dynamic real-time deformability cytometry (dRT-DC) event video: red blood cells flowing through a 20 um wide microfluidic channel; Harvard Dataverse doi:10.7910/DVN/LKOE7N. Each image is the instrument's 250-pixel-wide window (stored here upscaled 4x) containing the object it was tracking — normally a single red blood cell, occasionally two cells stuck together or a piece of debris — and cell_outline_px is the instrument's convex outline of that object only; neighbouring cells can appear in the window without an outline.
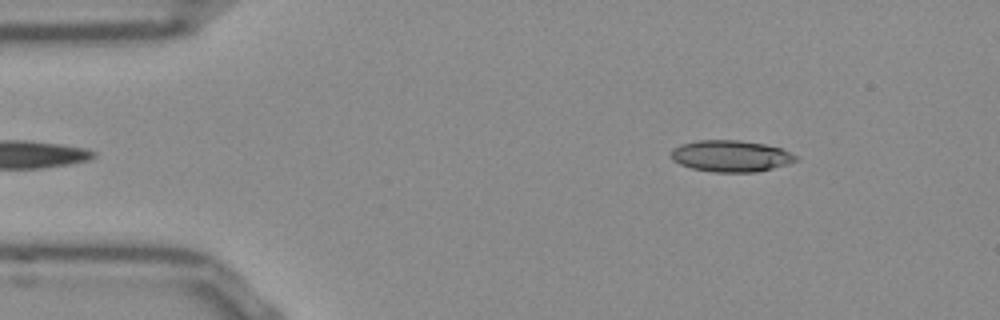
{"species": "Egyptian fruit bat (a non-hibernating species)", "species_latin": "Rousettus aegyptiacus", "temperature_condition": "room temperature", "stored_images_in_passage": 47, "camera_frame_rate_fps": 3000, "um_per_image_px": 0.085, "frame": {"image": 1, "passage_image": 2, "time_ms": 0.333, "image_size_px": [1000, 320], "cell_outline_px": [[796, 160], [788, 164], [756, 172], [712, 172], [692, 168], [680, 164], [672, 160], [672, 148], [680, 144], [696, 140], [740, 140], [764, 144], [780, 148], [796, 156]], "centroid_in_image_um": [62.08, 13.26], "position_along_channel_um": 22.9, "area_um2": 22.77}}
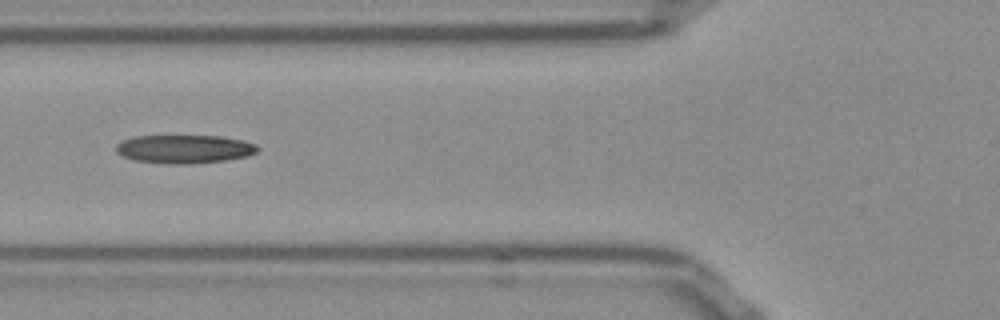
{"frame": {"image": 2, "passage_image": 14, "time_ms": 4.333, "image_size_px": [1000, 320], "cell_outline_px": [[260, 148], [256, 152], [248, 156], [224, 160], [192, 164], [168, 164], [136, 160], [124, 156], [116, 152], [116, 144], [124, 140], [136, 136], [220, 136], [244, 140], [256, 144]], "centroid_in_image_um": [15.71, 12.67], "position_along_channel_um": 110.1, "area_um2": 23.41}}
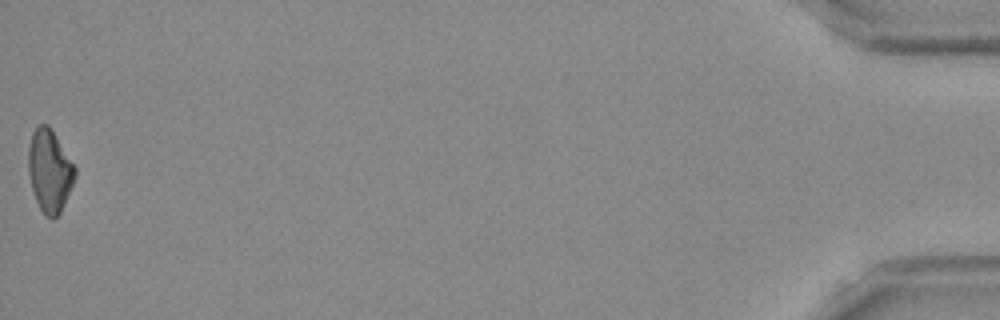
{"frame": {"image": 3, "passage_image": 47, "time_ms": 15.333, "image_size_px": [1000, 320], "cell_outline_px": [[76, 176], [60, 212], [52, 220], [40, 208], [36, 200], [32, 188], [28, 172], [28, 148], [32, 132], [40, 124], [48, 124], [76, 168]], "centroid_in_image_um": [4.2, 14.5], "position_along_channel_um": 431.0, "area_um2": 22.02}, "authors_computed_cell_mechanics": {"area_um2": 22.7154, "velocity_mm_per_s": 3.8604, "shape_relaxation_time_tau1_ms": null, "shape_relaxation_time_tau2_ms": 8.8372, "deformation_change_tau1": null, "deformation_change_tau2": 0.2124}}